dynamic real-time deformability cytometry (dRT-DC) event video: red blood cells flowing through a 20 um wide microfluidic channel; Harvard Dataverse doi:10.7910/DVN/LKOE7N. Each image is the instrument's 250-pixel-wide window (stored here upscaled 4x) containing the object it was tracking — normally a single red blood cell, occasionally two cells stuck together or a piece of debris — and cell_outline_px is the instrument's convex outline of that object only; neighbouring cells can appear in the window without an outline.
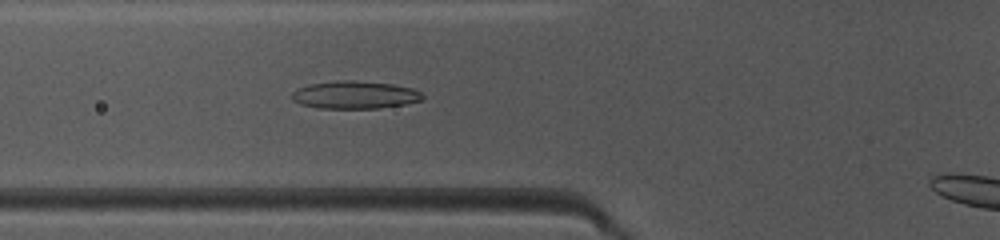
{"species": "common noctule bat (a hibernating species)", "species_latin": "Nyctalus noctula", "temperature_condition": "warm", "stored_images_in_passage": 38, "camera_frame_rate_fps": 3000, "um_per_image_px": 0.085, "animal": {"sex": "female", "body_mass_g": 10.0, "forearm_length_mm": 53.1}, "frame": {"image": 1, "passage_image": 13, "time_ms": 4.0, "image_size_px": [1000, 240], "cell_outline_px": [[424, 96], [420, 100], [404, 104], [380, 108], [316, 108], [300, 104], [292, 100], [292, 92], [296, 88], [312, 84], [340, 80], [352, 80], [392, 84], [412, 88], [420, 92]], "centroid_in_image_um": [30.13, 8.07], "position_along_channel_um": 95.7, "area_um2": 20.98}}
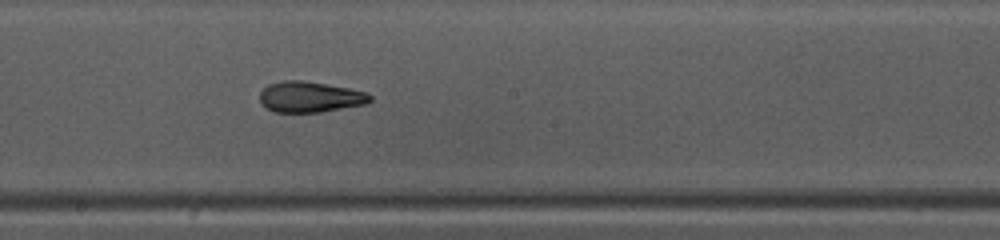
{"frame": {"image": 2, "passage_image": 22, "time_ms": 7.0, "image_size_px": [1000, 240], "cell_outline_px": [[372, 100], [364, 104], [320, 112], [276, 112], [260, 104], [260, 92], [268, 84], [284, 80], [304, 80], [348, 88], [368, 92], [372, 96]], "centroid_in_image_um": [26.34, 8.23], "position_along_channel_um": 221.9, "area_um2": 19.77}}
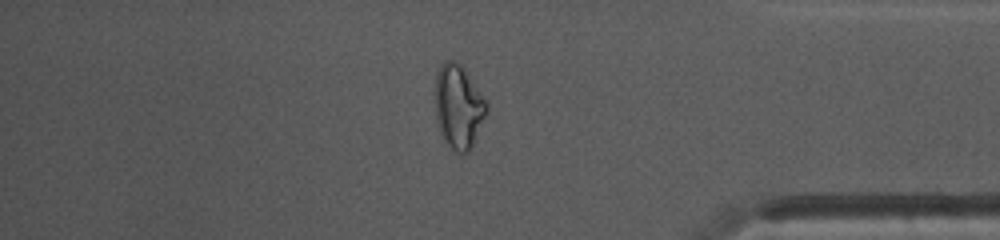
{"frame": {"image": 3, "passage_image": 36, "time_ms": 11.667, "image_size_px": [1000, 240], "cell_outline_px": [[488, 108], [472, 144], [468, 152], [456, 152], [444, 140], [436, 120], [436, 72], [440, 64], [444, 60], [456, 60], [464, 68], [488, 104]], "centroid_in_image_um": [38.95, 9.0], "position_along_channel_um": 396.3, "area_um2": 24.62}}